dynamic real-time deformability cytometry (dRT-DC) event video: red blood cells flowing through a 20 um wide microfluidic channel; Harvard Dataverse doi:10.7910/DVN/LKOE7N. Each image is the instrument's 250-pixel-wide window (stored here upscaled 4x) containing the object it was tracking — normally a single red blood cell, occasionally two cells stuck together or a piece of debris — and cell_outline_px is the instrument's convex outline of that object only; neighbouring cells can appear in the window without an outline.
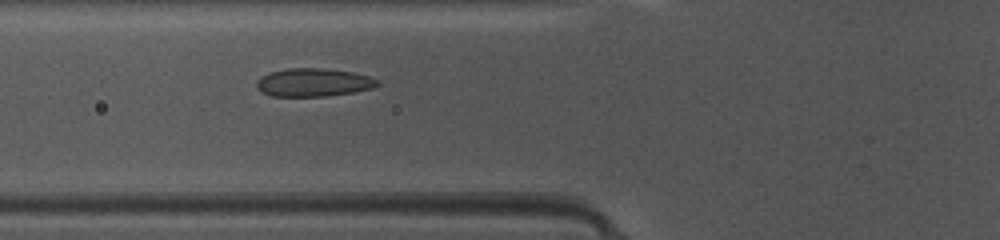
{"species": "common noctule bat (a hibernating species)", "species_latin": "Nyctalus noctula", "temperature_condition": "warm", "stored_images_in_passage": 36, "camera_frame_rate_fps": 3000, "um_per_image_px": 0.085, "animal": {"sex": "female", "body_mass_g": 10.0, "forearm_length_mm": 53.1}, "frame": {"image": 1, "passage_image": 6, "time_ms": 1.667, "image_size_px": [1000, 240], "cell_outline_px": [[380, 84], [372, 88], [352, 92], [324, 96], [272, 96], [256, 88], [256, 80], [260, 76], [268, 72], [288, 68], [324, 68], [352, 72], [368, 76], [380, 80]], "centroid_in_image_um": [26.62, 6.99], "position_along_channel_um": 99.2, "area_um2": 19.88}}
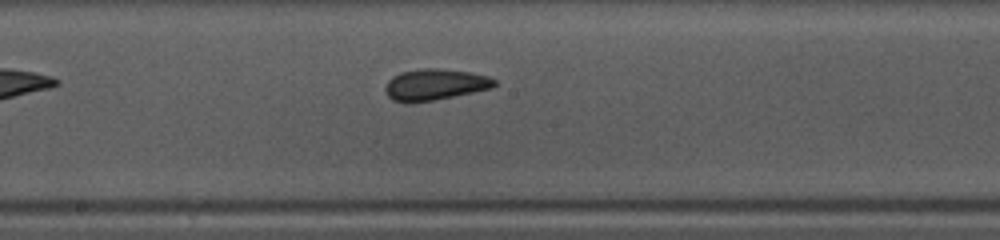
{"frame": {"image": 2, "passage_image": 14, "time_ms": 4.333, "image_size_px": [1000, 240], "cell_outline_px": [[496, 84], [492, 88], [412, 104], [404, 104], [392, 100], [388, 96], [384, 88], [388, 80], [392, 76], [400, 72], [420, 68], [440, 68], [468, 72], [488, 76], [496, 80]], "centroid_in_image_um": [36.9, 7.19], "position_along_channel_um": 211.3, "area_um2": 20.06}}
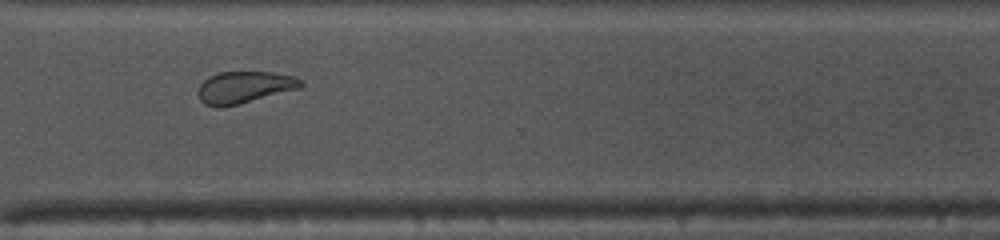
{"frame": {"image": 3, "passage_image": 24, "time_ms": 7.667, "image_size_px": [1000, 240], "cell_outline_px": [[304, 84], [300, 88], [240, 104], [220, 108], [216, 108], [204, 104], [200, 100], [200, 84], [208, 76], [220, 72], [272, 72], [296, 76]], "centroid_in_image_um": [20.78, 7.42], "position_along_channel_um": 349.8, "area_um2": 19.13}, "authors_computed_cell_mechanics": {"area_um2": 19.8832, "velocity_mm_per_s": 4.174, "shape_relaxation_time_tau1_ms": 2.1077, "shape_relaxation_time_tau2_ms": 2.1053, "deformation_change_tau1": 0.0694, "deformation_change_tau2": 0.0625}}